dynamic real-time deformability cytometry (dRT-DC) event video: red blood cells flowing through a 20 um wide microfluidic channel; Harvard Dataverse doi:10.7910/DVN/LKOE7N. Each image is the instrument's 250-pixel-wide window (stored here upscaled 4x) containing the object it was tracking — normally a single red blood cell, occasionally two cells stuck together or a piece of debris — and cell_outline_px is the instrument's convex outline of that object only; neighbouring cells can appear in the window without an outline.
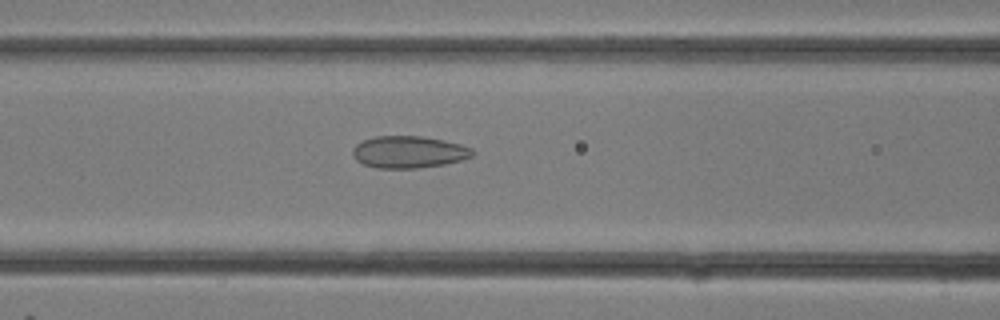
{"species": "common noctule bat (a hibernating species)", "species_latin": "Nyctalus noctula", "temperature_condition": "room temperature", "stored_images_in_passage": 29, "camera_frame_rate_fps": 3000, "um_per_image_px": 0.085, "animal": {"sex": "female"}, "frame": {"image": 1, "passage_image": 12, "time_ms": 3.667, "image_size_px": [1000, 320], "cell_outline_px": [[476, 152], [472, 156], [460, 160], [444, 164], [416, 168], [376, 168], [364, 164], [356, 160], [352, 156], [352, 148], [356, 144], [364, 140], [376, 136], [424, 136], [444, 140], [460, 144], [472, 148]], "centroid_in_image_um": [34.73, 12.91], "position_along_channel_um": 131.9, "area_um2": 22.43}}
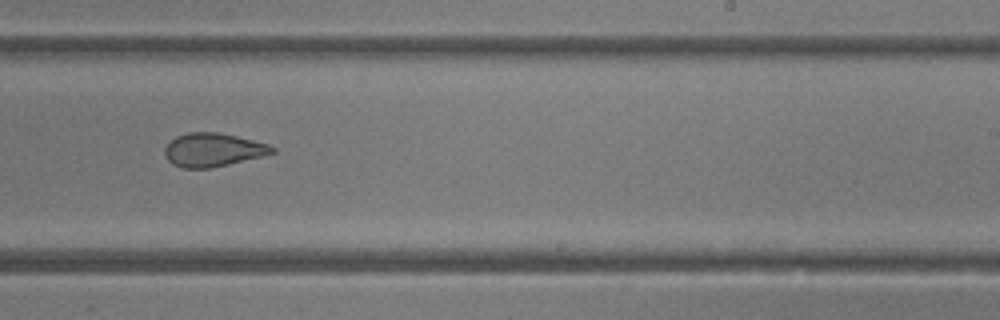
{"frame": {"image": 2, "passage_image": 18, "time_ms": 5.667, "image_size_px": [1000, 320], "cell_outline_px": [[276, 152], [228, 164], [208, 168], [180, 168], [172, 164], [168, 160], [164, 152], [164, 148], [176, 136], [188, 132], [216, 132], [236, 136], [268, 144], [276, 148]], "centroid_in_image_um": [18.07, 12.73], "position_along_channel_um": 270.9, "area_um2": 20.75}}
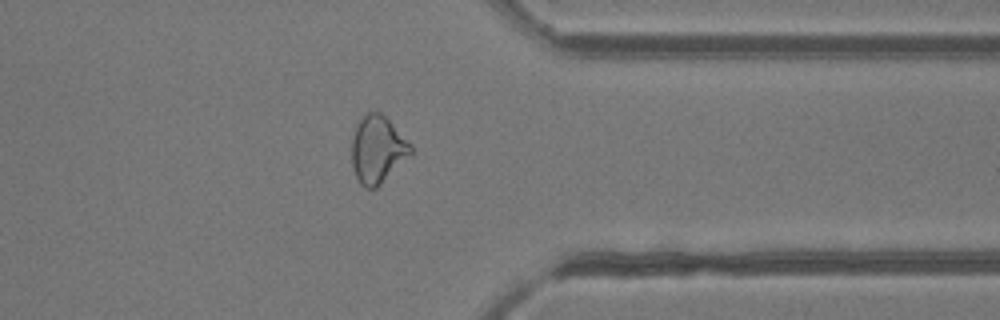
{"frame": {"image": 3, "passage_image": 23, "time_ms": 7.333, "image_size_px": [1000, 320], "cell_outline_px": [[412, 152], [376, 188], [364, 188], [360, 184], [356, 176], [352, 164], [352, 136], [360, 116], [368, 112], [380, 112], [412, 144]], "centroid_in_image_um": [32.06, 12.69], "position_along_channel_um": 379.3, "area_um2": 22.83}}